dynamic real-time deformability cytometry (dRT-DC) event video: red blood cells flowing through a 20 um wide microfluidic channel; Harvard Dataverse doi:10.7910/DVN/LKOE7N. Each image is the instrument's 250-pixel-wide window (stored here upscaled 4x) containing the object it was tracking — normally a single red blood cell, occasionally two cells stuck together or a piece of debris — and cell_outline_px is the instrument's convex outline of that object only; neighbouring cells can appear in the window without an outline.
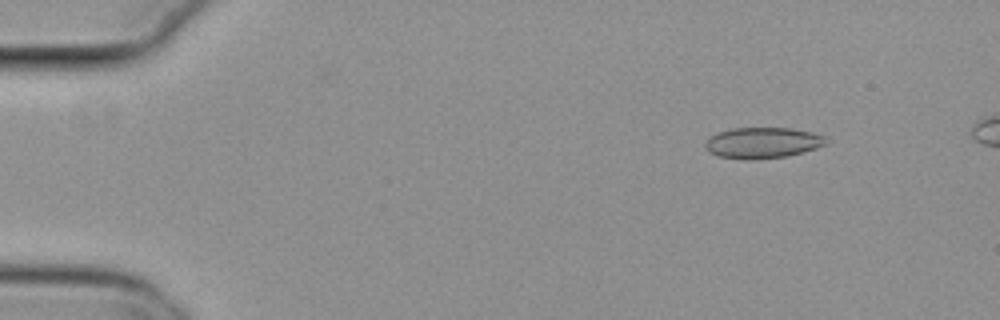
{"species": "common noctule bat (a hibernating species)", "species_latin": "Nyctalus noctula", "temperature_condition": "cold", "stored_images_in_passage": 53, "camera_frame_rate_fps": 3000, "um_per_image_px": 0.085, "animal": {"sex": "female", "body_mass_g": 29.2, "forearm_length_mm": 56.3}, "frame": {"image": 1, "passage_image": 7, "time_ms": 2.0, "image_size_px": [1000, 320], "cell_outline_px": [[828, 144], [804, 152], [788, 156], [756, 160], [744, 160], [720, 156], [708, 152], [704, 148], [704, 144], [712, 136], [728, 128], [792, 128], [812, 132], [824, 136], [828, 140]], "centroid_in_image_um": [64.85, 12.15], "position_along_channel_um": 20.2, "area_um2": 22.02}}
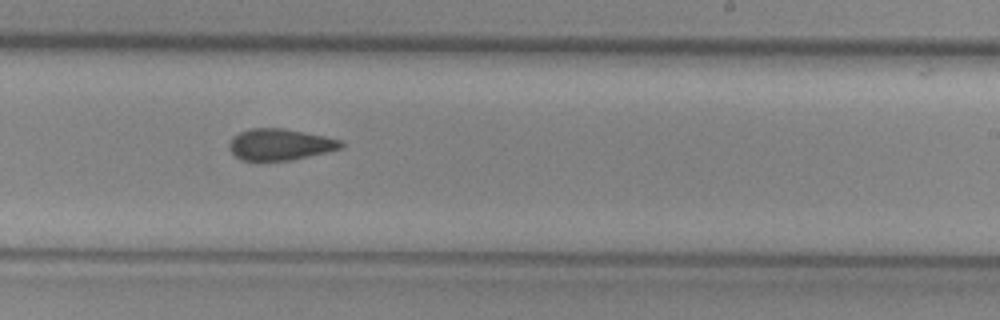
{"frame": {"image": 2, "passage_image": 34, "time_ms": 11.0, "image_size_px": [1000, 320], "cell_outline_px": [[344, 148], [292, 160], [240, 160], [228, 148], [228, 144], [232, 136], [240, 132], [252, 128], [284, 128], [324, 136], [340, 140], [344, 144]], "centroid_in_image_um": [23.79, 12.28], "position_along_channel_um": 265.2, "area_um2": 20.46}}
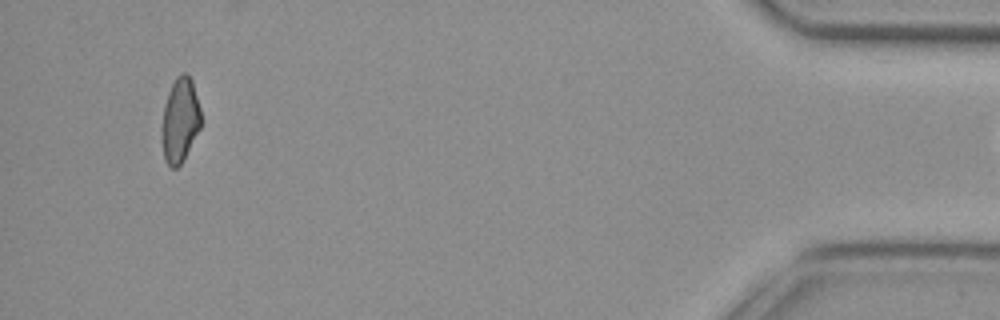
{"frame": {"image": 3, "passage_image": 52, "time_ms": 17.0, "image_size_px": [1000, 320], "cell_outline_px": [[200, 128], [184, 160], [176, 168], [172, 168], [164, 160], [160, 136], [160, 128], [164, 104], [168, 92], [176, 76], [180, 72], [184, 72], [192, 80], [200, 108]], "centroid_in_image_um": [15.26, 10.24], "position_along_channel_um": 419.9, "area_um2": 19.65}}